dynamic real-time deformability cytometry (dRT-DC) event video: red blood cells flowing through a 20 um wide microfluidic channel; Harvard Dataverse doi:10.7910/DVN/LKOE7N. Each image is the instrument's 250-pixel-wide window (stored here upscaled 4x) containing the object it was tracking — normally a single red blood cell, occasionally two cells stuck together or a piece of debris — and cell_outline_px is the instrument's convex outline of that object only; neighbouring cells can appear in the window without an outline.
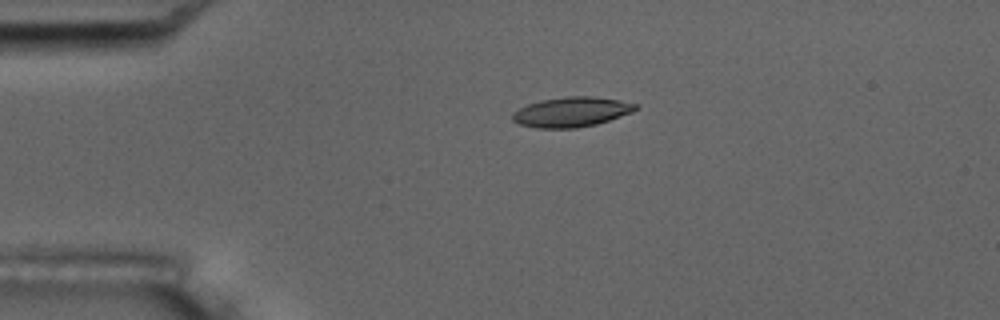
{"species": "common noctule bat (a hibernating species)", "species_latin": "Nyctalus noctula", "temperature_condition": "room temperature", "stored_images_in_passage": 6, "camera_frame_rate_fps": 3000, "um_per_image_px": 0.085, "animal": {"sex": "male", "body_mass_g": 17.5, "forearm_length_mm": 52.3}, "frame": {"image": 1, "passage_image": 6, "time_ms": 6.667, "image_size_px": [1000, 320], "cell_outline_px": [[640, 108], [632, 112], [596, 124], [576, 128], [536, 128], [520, 124], [512, 120], [512, 112], [528, 104], [540, 100], [568, 96], [588, 96], [620, 100], [636, 104]], "centroid_in_image_um": [48.56, 9.51], "position_along_channel_um": 36.4, "area_um2": 21.33}}